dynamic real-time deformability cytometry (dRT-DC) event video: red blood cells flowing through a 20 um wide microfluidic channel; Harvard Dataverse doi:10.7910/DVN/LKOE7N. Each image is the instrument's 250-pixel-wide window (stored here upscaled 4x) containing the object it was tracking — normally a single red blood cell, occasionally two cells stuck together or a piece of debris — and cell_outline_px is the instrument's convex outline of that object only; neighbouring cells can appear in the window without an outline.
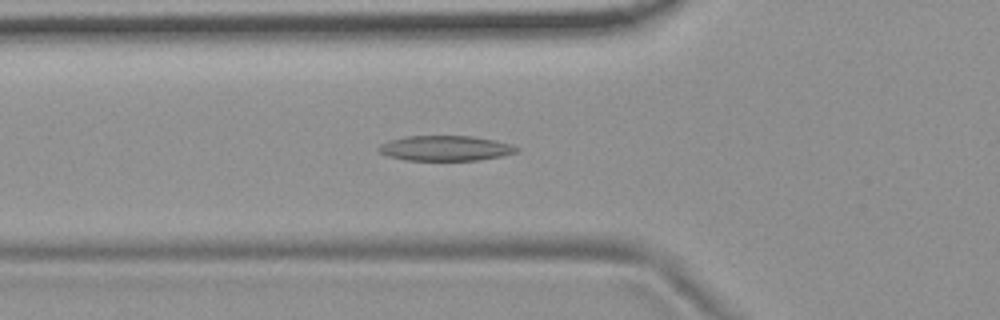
{"species": "common noctule bat (a hibernating species)", "species_latin": "Nyctalus noctula", "temperature_condition": "room temperature", "stored_images_in_passage": 53, "camera_frame_rate_fps": 3000, "um_per_image_px": 0.085, "animal": {"sex": "female", "body_mass_g": 19.9}, "frame": {"image": 1, "passage_image": 18, "time_ms": 5.667, "image_size_px": [1000, 320], "cell_outline_px": [[520, 148], [516, 152], [504, 156], [476, 160], [404, 160], [388, 156], [380, 152], [376, 148], [380, 144], [404, 136], [472, 136], [512, 144]], "centroid_in_image_um": [37.86, 12.6], "position_along_channel_um": 87.9, "area_um2": 20.17}}
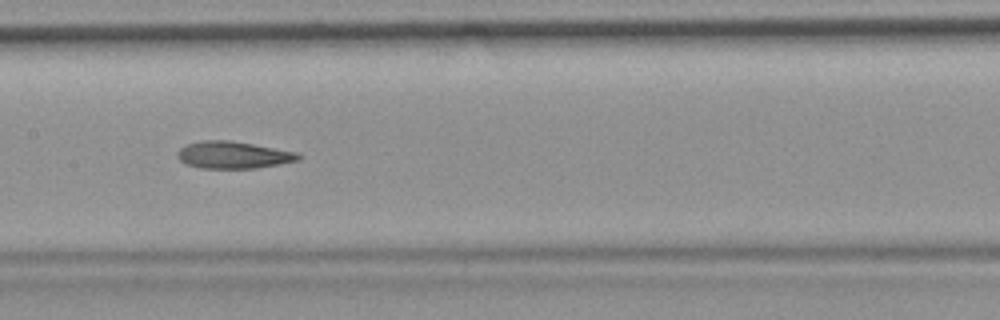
{"frame": {"image": 2, "passage_image": 26, "time_ms": 8.333, "image_size_px": [1000, 320], "cell_outline_px": [[300, 160], [280, 164], [256, 168], [200, 168], [188, 164], [180, 160], [176, 156], [176, 152], [180, 148], [188, 144], [200, 140], [228, 140], [252, 144], [296, 152], [300, 156]], "centroid_in_image_um": [19.8, 13.17], "position_along_channel_um": 187.6, "area_um2": 18.96}}
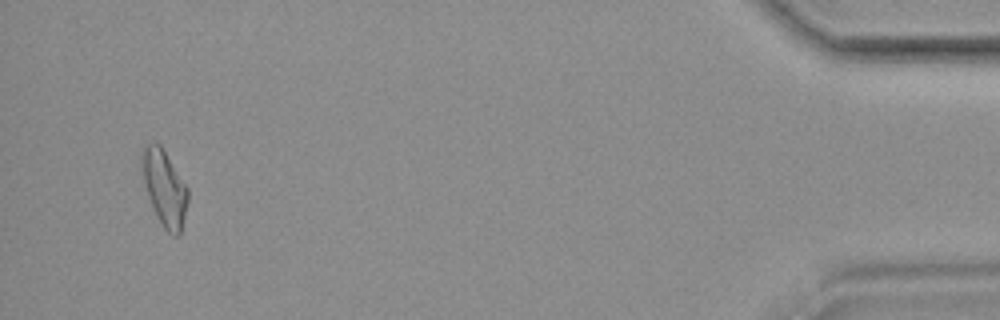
{"frame": {"image": 3, "passage_image": 51, "time_ms": 16.667, "image_size_px": [1000, 320], "cell_outline_px": [[188, 200], [180, 232], [176, 236], [172, 236], [164, 228], [148, 196], [140, 172], [140, 148], [144, 144], [152, 140], [160, 144], [188, 188]], "centroid_in_image_um": [13.92, 15.86], "position_along_channel_um": 421.3, "area_um2": 20.4}, "authors_computed_cell_mechanics": {"area_um2": 19.7098, "velocity_mm_per_s": 3.7284, "shape_relaxation_time_tau1_ms": null, "shape_relaxation_time_tau2_ms": 6.0053, "deformation_change_tau1": null, "deformation_change_tau2": 0.1667}}